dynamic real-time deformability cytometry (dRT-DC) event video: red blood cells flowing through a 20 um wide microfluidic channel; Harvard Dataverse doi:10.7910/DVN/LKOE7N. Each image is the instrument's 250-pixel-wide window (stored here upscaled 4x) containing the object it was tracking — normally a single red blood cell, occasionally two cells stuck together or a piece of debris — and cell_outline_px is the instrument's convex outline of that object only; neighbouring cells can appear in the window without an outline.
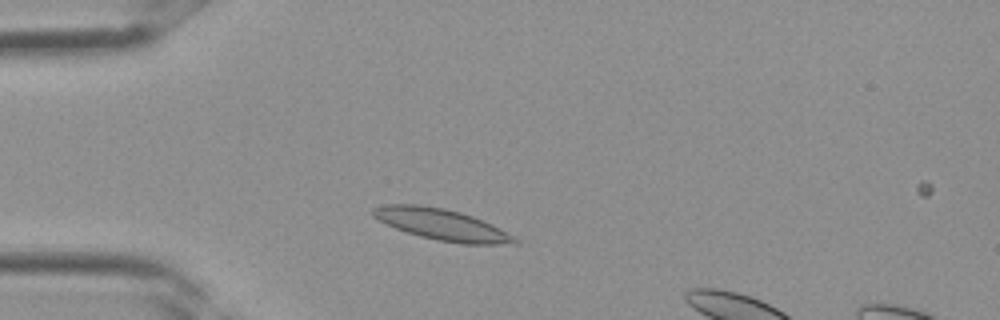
{"species": "Egyptian fruit bat (a non-hibernating species)", "species_latin": "Rousettus aegyptiacus", "temperature_condition": "room temperature", "stored_images_in_passage": 2, "camera_frame_rate_fps": 3000, "um_per_image_px": 0.085, "frame": {"image": 1, "passage_image": 1, "time_ms": 0.0, "image_size_px": [1000, 320], "cell_outline_px": [[520, 244], [460, 244], [436, 240], [420, 236], [396, 228], [372, 216], [372, 208], [388, 204], [420, 204], [444, 208], [460, 212], [472, 216], [492, 224], [516, 236], [520, 240]], "centroid_in_image_um": [37.62, 19.09], "position_along_channel_um": 47.4, "area_um2": 25.89}}